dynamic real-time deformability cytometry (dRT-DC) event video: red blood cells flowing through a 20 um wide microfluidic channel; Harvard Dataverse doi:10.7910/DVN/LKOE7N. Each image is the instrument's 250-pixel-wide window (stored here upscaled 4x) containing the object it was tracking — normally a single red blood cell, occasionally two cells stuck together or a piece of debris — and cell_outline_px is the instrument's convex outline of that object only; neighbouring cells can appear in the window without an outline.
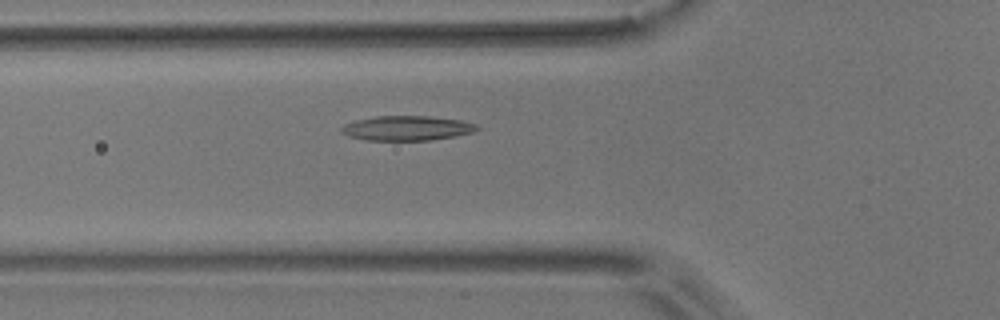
{"species": "common noctule bat (a hibernating species)", "species_latin": "Nyctalus noctula", "temperature_condition": "room temperature", "stored_images_in_passage": 50, "camera_frame_rate_fps": 3000, "um_per_image_px": 0.085, "animal": {"sex": "male", "body_mass_g": 17.9}, "frame": {"image": 1, "passage_image": 14, "time_ms": 4.333, "image_size_px": [1000, 320], "cell_outline_px": [[480, 128], [472, 132], [456, 136], [432, 140], [368, 140], [348, 136], [340, 132], [340, 128], [344, 124], [356, 120], [376, 116], [428, 116], [460, 120], [476, 124]], "centroid_in_image_um": [34.57, 10.89], "position_along_channel_um": 91.2, "area_um2": 19.48}}
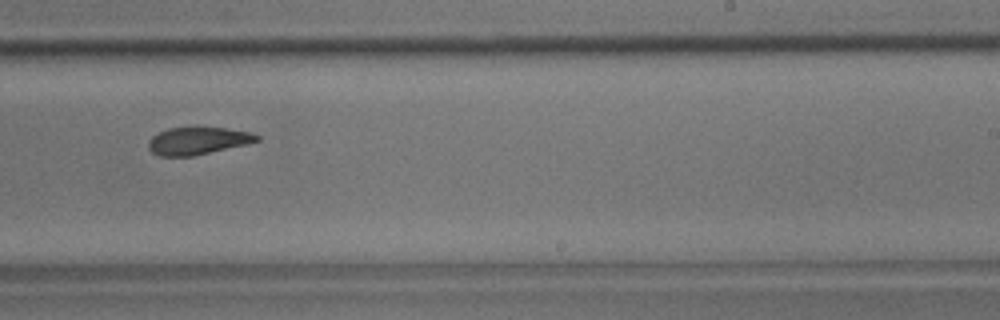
{"frame": {"image": 2, "passage_image": 29, "time_ms": 9.333, "image_size_px": [1000, 320], "cell_outline_px": [[260, 140], [248, 144], [192, 156], [160, 156], [152, 152], [148, 148], [148, 140], [152, 136], [168, 128], [224, 128], [252, 132], [260, 136]], "centroid_in_image_um": [16.83, 11.97], "position_along_channel_um": 272.2, "area_um2": 17.22}}
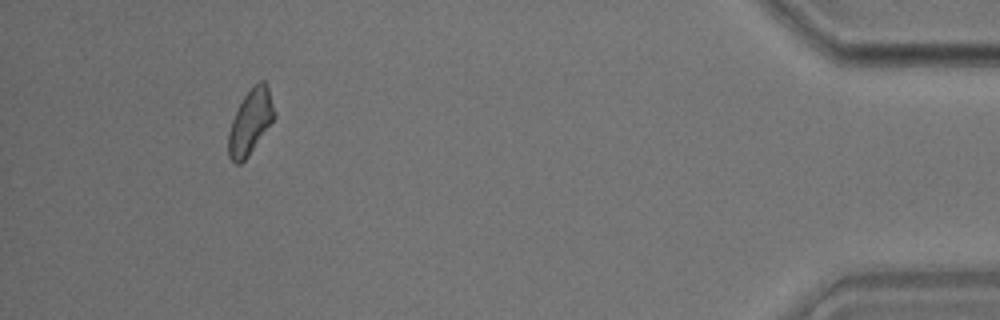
{"frame": {"image": 3, "passage_image": 46, "time_ms": 15.0, "image_size_px": [1000, 320], "cell_outline_px": [[276, 116], [248, 156], [240, 164], [236, 164], [228, 156], [228, 132], [232, 120], [244, 96], [260, 80], [264, 80], [268, 84], [276, 112]], "centroid_in_image_um": [21.3, 10.35], "position_along_channel_um": 413.9, "area_um2": 17.22}, "authors_computed_cell_mechanics": {"area_um2": 18.1492, "velocity_mm_per_s": 3.6187, "shape_relaxation_time_tau1_ms": 10.6567, "shape_relaxation_time_tau2_ms": 4.5003, "deformation_change_tau1": 0.2505, "deformation_change_tau2": 0.0865}}